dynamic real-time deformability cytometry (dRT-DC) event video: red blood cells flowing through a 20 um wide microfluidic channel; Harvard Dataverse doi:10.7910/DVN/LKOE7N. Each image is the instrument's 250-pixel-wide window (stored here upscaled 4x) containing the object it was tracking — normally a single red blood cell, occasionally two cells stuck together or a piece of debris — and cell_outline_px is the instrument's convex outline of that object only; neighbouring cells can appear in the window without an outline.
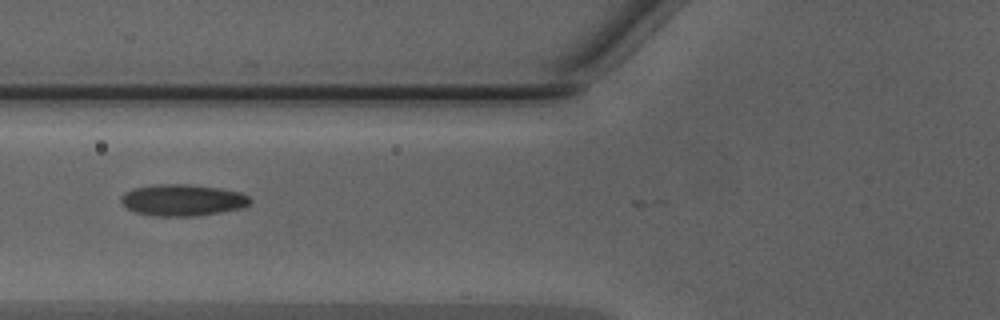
{"species": "Egyptian fruit bat (a non-hibernating species)", "species_latin": "Rousettus aegyptiacus", "temperature_condition": "warm", "stored_images_in_passage": 14, "camera_frame_rate_fps": 3000, "um_per_image_px": 0.085, "animal": {"sex": "male"}, "frame": {"image": 1, "passage_image": 10, "time_ms": 3.0, "image_size_px": [1000, 320], "cell_outline_px": [[252, 200], [244, 208], [220, 212], [192, 216], [156, 216], [136, 212], [128, 208], [120, 200], [120, 196], [124, 192], [132, 188], [156, 184], [184, 184], [220, 188], [240, 192], [248, 196]], "centroid_in_image_um": [15.51, 17.0], "position_along_channel_um": 110.3, "area_um2": 23.7}}